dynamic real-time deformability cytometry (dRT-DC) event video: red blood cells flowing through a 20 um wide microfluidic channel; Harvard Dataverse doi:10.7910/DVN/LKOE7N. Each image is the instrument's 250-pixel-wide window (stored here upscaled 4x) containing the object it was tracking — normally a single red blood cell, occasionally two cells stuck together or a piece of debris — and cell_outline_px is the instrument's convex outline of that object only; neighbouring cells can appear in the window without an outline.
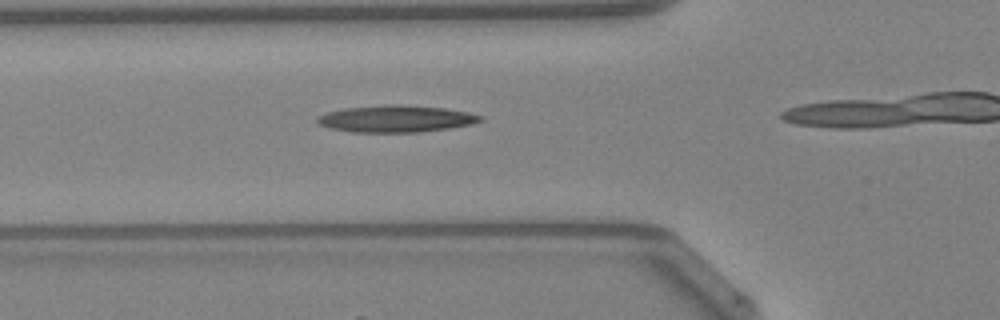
{"species": "Egyptian fruit bat (a non-hibernating species)", "species_latin": "Rousettus aegyptiacus", "temperature_condition": "warm", "stored_images_in_passage": 21, "camera_frame_rate_fps": 3000, "um_per_image_px": 0.085, "animal": {"sex": "female"}, "frame": {"image": 1, "passage_image": 12, "time_ms": 3.667, "image_size_px": [1000, 320], "cell_outline_px": [[484, 120], [472, 124], [448, 128], [416, 132], [352, 132], [328, 128], [320, 124], [316, 120], [320, 116], [328, 112], [344, 108], [444, 108], [468, 112], [484, 116]], "centroid_in_image_um": [33.7, 10.16], "position_along_channel_um": 92.1, "area_um2": 23.87}}